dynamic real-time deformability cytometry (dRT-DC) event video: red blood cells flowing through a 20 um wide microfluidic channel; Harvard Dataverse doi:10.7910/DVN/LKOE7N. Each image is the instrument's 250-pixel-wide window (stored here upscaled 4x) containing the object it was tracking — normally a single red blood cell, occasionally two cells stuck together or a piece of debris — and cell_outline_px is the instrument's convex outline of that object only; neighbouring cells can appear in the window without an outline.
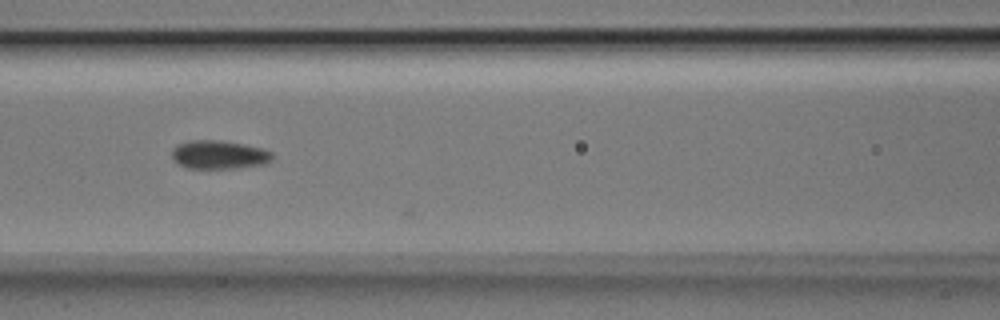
{"species": "Egyptian fruit bat (a non-hibernating species)", "species_latin": "Rousettus aegyptiacus", "temperature_condition": "room temperature", "stored_images_in_passage": 30, "camera_frame_rate_fps": 3000, "um_per_image_px": 0.085, "animal": {"sex": "male"}, "frame": {"image": 1, "passage_image": 11, "time_ms": 3.333, "image_size_px": [1000, 320], "cell_outline_px": [[272, 160], [264, 164], [240, 168], [188, 168], [176, 164], [172, 160], [172, 148], [176, 144], [188, 140], [220, 140], [244, 144], [264, 148], [272, 152]], "centroid_in_image_um": [18.59, 13.14], "position_along_channel_um": 148.0, "area_um2": 17.05}}
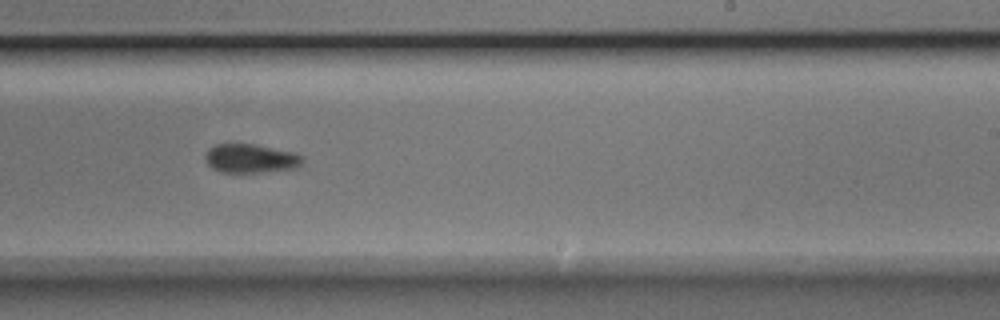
{"frame": {"image": 2, "passage_image": 20, "time_ms": 6.333, "image_size_px": [1000, 320], "cell_outline_px": [[304, 160], [296, 168], [260, 172], [224, 172], [212, 168], [208, 164], [204, 156], [208, 148], [216, 144], [256, 144], [292, 152], [304, 156]], "centroid_in_image_um": [21.3, 13.46], "position_along_channel_um": 267.7, "area_um2": 16.3}}
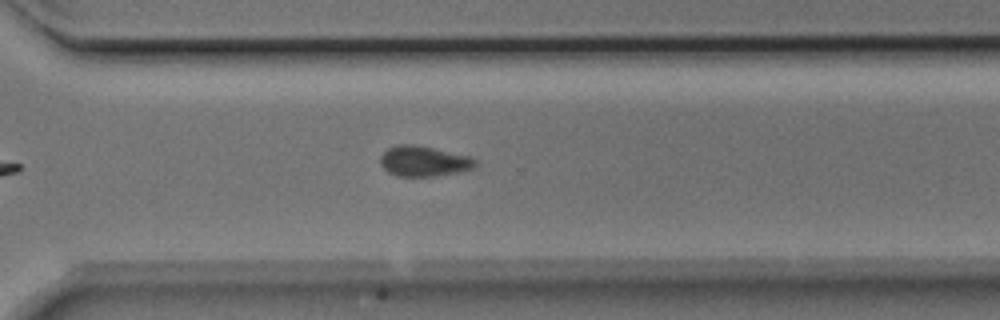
{"frame": {"image": 3, "passage_image": 25, "time_ms": 8.0, "image_size_px": [1000, 320], "cell_outline_px": [[476, 168], [456, 172], [432, 176], [396, 176], [388, 172], [380, 164], [380, 156], [388, 148], [400, 144], [416, 144], [472, 156], [476, 160]], "centroid_in_image_um": [36.03, 13.69], "position_along_channel_um": 334.6, "area_um2": 16.94}}